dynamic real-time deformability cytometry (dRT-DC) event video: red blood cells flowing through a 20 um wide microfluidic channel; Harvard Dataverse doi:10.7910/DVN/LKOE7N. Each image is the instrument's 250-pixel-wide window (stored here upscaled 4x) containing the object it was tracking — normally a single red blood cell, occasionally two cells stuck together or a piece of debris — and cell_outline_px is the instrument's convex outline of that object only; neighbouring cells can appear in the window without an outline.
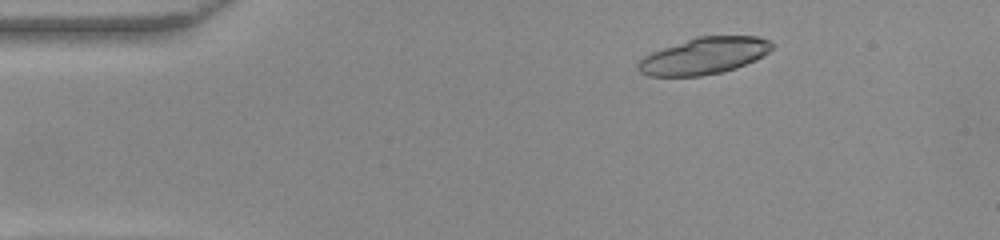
{"species": "common noctule bat (a hibernating species)", "species_latin": "Nyctalus noctula", "temperature_condition": "warm", "stored_images_in_passage": 50, "segment_of_instrument_passage": [1, 2], "camera_frame_rate_fps": 3000, "um_per_image_px": 0.085, "animal": {"sex": "female", "body_mass_g": 22.0, "forearm_length_mm": 56.7}, "frame": {"image": 1, "passage_image": 6, "time_ms": 1.667, "image_size_px": [1000, 240], "cell_outline_px": [[776, 44], [764, 56], [756, 60], [736, 68], [720, 72], [700, 76], [648, 76], [640, 72], [636, 68], [636, 64], [644, 56], [652, 52], [696, 36], [760, 36]], "centroid_in_image_um": [59.86, 4.74], "position_along_channel_um": 25.1, "area_um2": 28.73}}